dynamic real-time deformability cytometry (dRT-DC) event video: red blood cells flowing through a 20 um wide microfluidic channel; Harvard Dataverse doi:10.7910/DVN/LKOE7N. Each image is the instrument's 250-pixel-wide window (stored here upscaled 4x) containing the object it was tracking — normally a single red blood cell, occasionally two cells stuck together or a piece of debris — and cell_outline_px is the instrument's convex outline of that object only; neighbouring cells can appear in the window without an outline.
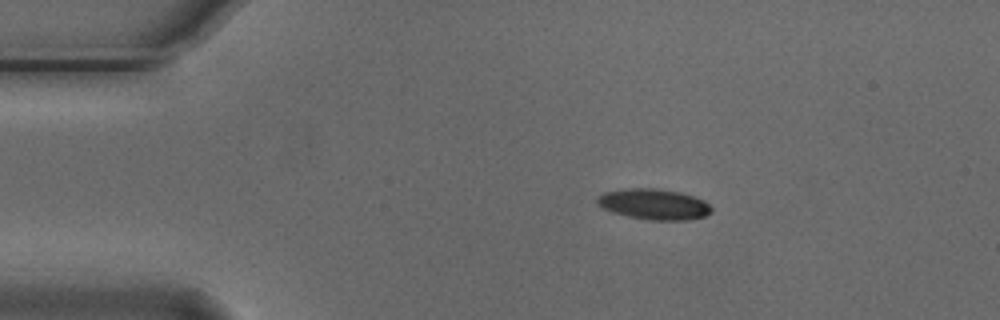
{"species": "Egyptian fruit bat (a non-hibernating species)", "species_latin": "Rousettus aegyptiacus", "temperature_condition": "cold", "stored_images_in_passage": 6, "camera_frame_rate_fps": 3000, "um_per_image_px": 0.085, "animal": {"sex": "male"}, "frame": {"image": 1, "passage_image": 1, "time_ms": 0.0, "image_size_px": [1000, 320], "cell_outline_px": [[712, 212], [704, 216], [684, 220], [648, 220], [628, 216], [612, 212], [596, 204], [596, 200], [604, 192], [628, 188], [656, 188], [680, 192], [704, 200], [712, 208]], "centroid_in_image_um": [55.58, 17.35], "position_along_channel_um": 29.4, "area_um2": 20.35}}
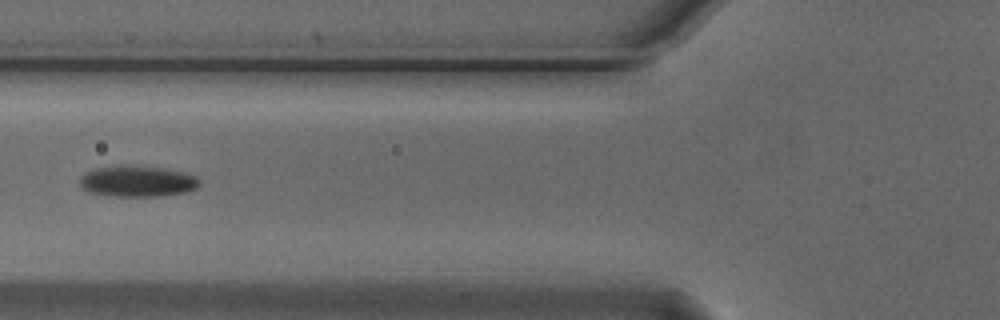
{"frame": {"image": 2, "passage_image": 4, "time_ms": 1.0, "image_size_px": [1000, 320], "cell_outline_px": [[200, 184], [196, 188], [188, 192], [164, 196], [112, 196], [88, 192], [80, 188], [80, 176], [84, 172], [96, 168], [120, 164], [136, 164], [164, 168], [184, 172], [196, 176], [200, 180]], "centroid_in_image_um": [11.66, 15.39], "position_along_channel_um": 114.1, "area_um2": 22.37}}
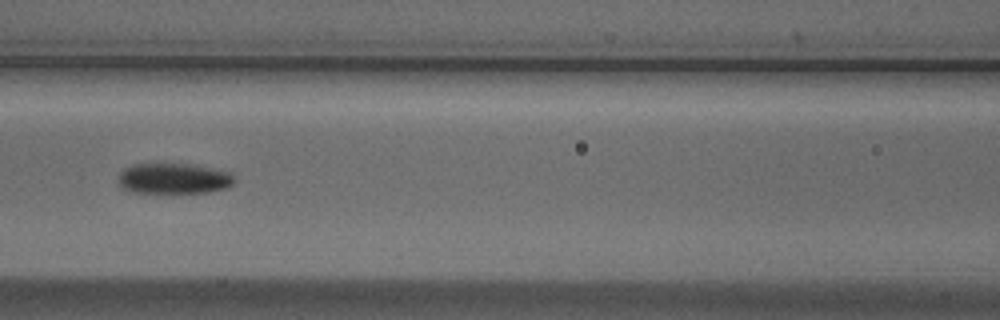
{"frame": {"image": 3, "passage_image": 5, "time_ms": 1.333, "image_size_px": [1000, 320], "cell_outline_px": [[236, 180], [232, 184], [224, 188], [208, 192], [132, 192], [120, 188], [116, 180], [116, 176], [124, 168], [132, 164], [192, 164], [216, 168], [228, 172]], "centroid_in_image_um": [14.7, 15.16], "position_along_channel_um": 151.9, "area_um2": 20.87}}